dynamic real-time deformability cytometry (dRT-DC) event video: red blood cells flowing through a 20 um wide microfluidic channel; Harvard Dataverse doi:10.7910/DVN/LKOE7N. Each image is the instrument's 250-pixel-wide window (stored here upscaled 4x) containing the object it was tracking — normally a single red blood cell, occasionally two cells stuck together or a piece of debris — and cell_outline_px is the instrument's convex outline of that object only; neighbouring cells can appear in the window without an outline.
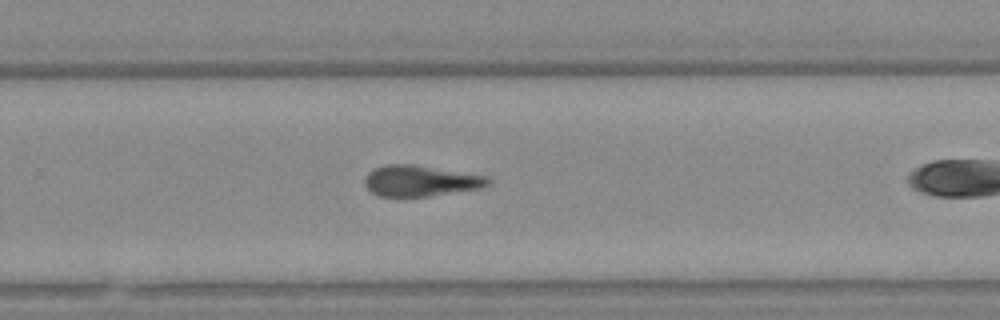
{"species": "Egyptian fruit bat (a non-hibernating species)", "species_latin": "Rousettus aegyptiacus", "temperature_condition": "warm", "stored_images_in_passage": 29, "camera_frame_rate_fps": 3000, "um_per_image_px": 0.085, "animal": {"sex": "female"}, "frame": {"image": 1, "passage_image": 21, "time_ms": 6.667, "image_size_px": [1000, 320], "cell_outline_px": [[492, 180], [488, 184], [480, 188], [424, 196], [380, 196], [372, 192], [364, 184], [364, 176], [372, 168], [384, 164], [412, 164], [488, 176]], "centroid_in_image_um": [35.69, 15.35], "position_along_channel_um": 294.1, "area_um2": 22.08}}